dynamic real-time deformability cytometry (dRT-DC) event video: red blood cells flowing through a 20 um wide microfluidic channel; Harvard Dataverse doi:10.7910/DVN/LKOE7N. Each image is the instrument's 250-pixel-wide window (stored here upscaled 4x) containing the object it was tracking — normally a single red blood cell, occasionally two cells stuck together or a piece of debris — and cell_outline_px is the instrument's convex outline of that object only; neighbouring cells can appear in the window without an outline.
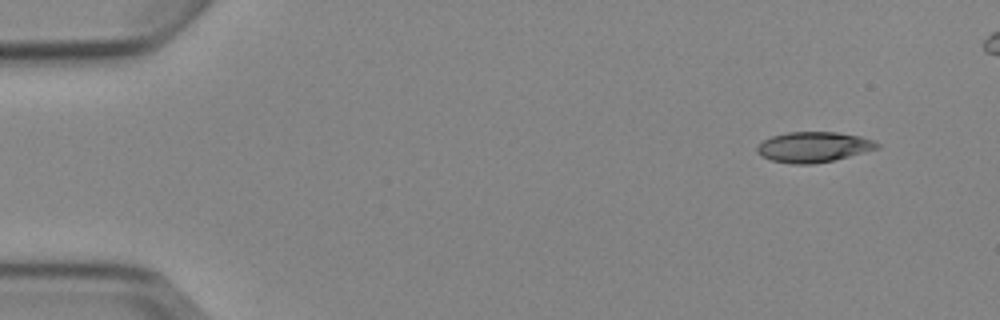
{"species": "Egyptian fruit bat (a non-hibernating species)", "species_latin": "Rousettus aegyptiacus", "temperature_condition": "cold", "stored_images_in_passage": 4, "camera_frame_rate_fps": 3000, "um_per_image_px": 0.085, "animal": {"sex": "female"}, "frame": {"image": 1, "passage_image": 1, "time_ms": 0.0, "image_size_px": [1000, 320], "cell_outline_px": [[880, 148], [832, 160], [812, 164], [796, 164], [772, 160], [760, 156], [756, 152], [756, 148], [764, 140], [772, 136], [788, 132], [836, 132], [860, 136], [876, 140], [880, 144]], "centroid_in_image_um": [69.17, 12.49], "position_along_channel_um": 15.8, "area_um2": 21.15}}